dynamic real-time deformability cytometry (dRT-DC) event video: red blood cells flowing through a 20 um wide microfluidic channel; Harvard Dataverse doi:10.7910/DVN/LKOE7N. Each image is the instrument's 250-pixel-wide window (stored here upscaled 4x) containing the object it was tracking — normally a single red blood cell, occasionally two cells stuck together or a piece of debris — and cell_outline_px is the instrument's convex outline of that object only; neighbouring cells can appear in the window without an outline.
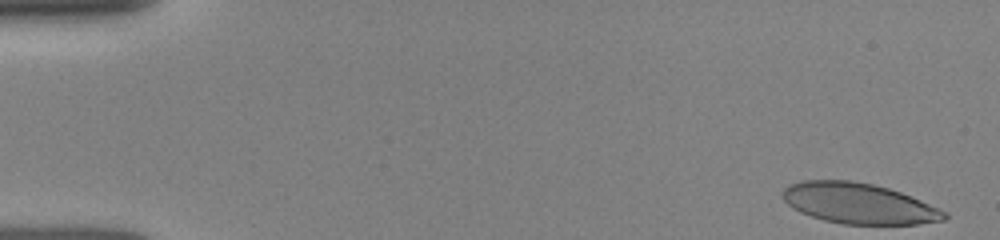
{"species": "human", "species_latin": "Homo sapiens", "temperature_condition": "room temperature", "stored_images_in_passage": 22, "camera_frame_rate_fps": 3000, "um_per_image_px": 0.085, "donor": {"sex": "female"}, "frame": {"image": 1, "passage_image": 1, "time_ms": 0.0, "image_size_px": [1000, 240], "cell_outline_px": [[948, 216], [944, 220], [916, 224], [844, 224], [824, 220], [800, 212], [792, 208], [784, 200], [780, 192], [788, 184], [800, 180], [852, 180], [872, 184], [888, 188], [900, 192], [920, 200], [948, 212]], "centroid_in_image_um": [72.95, 17.28], "position_along_channel_um": 12.0, "area_um2": 38.32}}
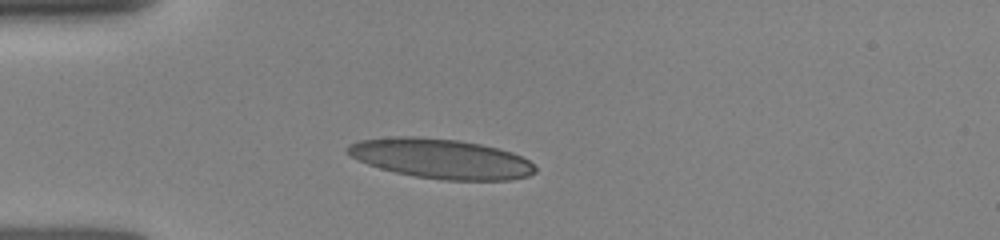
{"frame": {"image": 2, "passage_image": 16, "time_ms": 3.667, "image_size_px": [1000, 240], "cell_outline_px": [[536, 172], [528, 176], [508, 180], [444, 180], [416, 176], [396, 172], [380, 168], [368, 164], [352, 156], [344, 148], [348, 144], [356, 140], [396, 136], [416, 136], [460, 140], [480, 144], [512, 152], [528, 160], [536, 168]], "centroid_in_image_um": [37.46, 13.47], "position_along_channel_um": 47.5, "area_um2": 43.41}}